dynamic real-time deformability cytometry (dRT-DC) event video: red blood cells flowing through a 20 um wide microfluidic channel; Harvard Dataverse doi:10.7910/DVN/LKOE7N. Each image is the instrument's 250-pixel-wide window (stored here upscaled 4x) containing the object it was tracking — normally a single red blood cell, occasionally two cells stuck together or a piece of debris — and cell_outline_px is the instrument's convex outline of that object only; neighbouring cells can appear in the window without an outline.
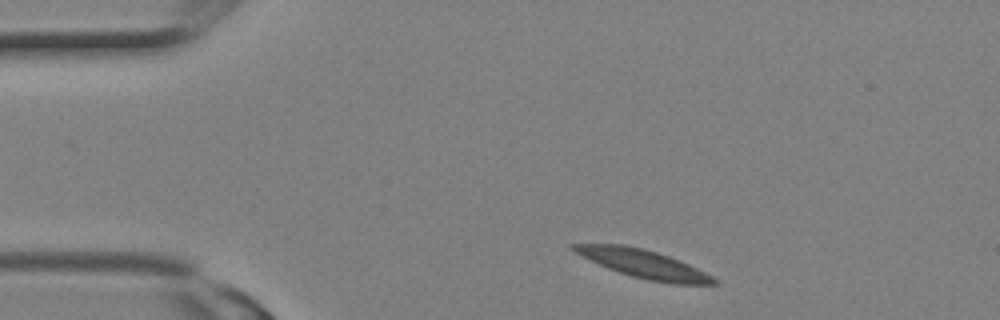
{"species": "Egyptian fruit bat (a non-hibernating species)", "species_latin": "Rousettus aegyptiacus", "temperature_condition": "room temperature", "stored_images_in_passage": 2, "camera_frame_rate_fps": 3000, "um_per_image_px": 0.085, "animal": {"sex": "female"}, "frame": {"image": 1, "passage_image": 1, "time_ms": 0.0, "image_size_px": [1000, 320], "cell_outline_px": [[720, 284], [672, 284], [648, 280], [632, 276], [608, 268], [576, 252], [568, 244], [624, 244], [644, 248], [680, 260], [720, 280]], "centroid_in_image_um": [54.76, 22.43], "position_along_channel_um": 30.2, "area_um2": 22.77}}